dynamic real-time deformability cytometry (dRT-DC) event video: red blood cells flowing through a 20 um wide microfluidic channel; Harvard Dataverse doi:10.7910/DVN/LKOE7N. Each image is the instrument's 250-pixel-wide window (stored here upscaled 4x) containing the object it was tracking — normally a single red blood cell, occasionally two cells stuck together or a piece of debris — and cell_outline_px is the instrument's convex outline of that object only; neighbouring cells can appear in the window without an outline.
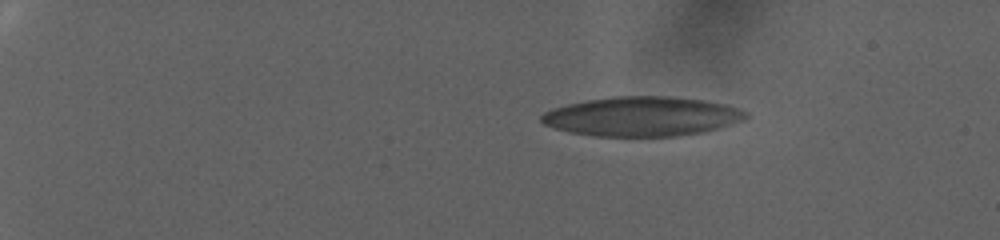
{"species": "human", "species_latin": "Homo sapiens", "temperature_condition": "warm", "stored_images_in_passage": 19, "camera_frame_rate_fps": 3000, "um_per_image_px": 0.085, "donor": {"sex": "female"}, "frame": {"image": 1, "passage_image": 1, "time_ms": 0.0, "image_size_px": [1000, 240], "cell_outline_px": [[748, 116], [744, 120], [704, 132], [676, 136], [592, 136], [568, 132], [544, 124], [540, 120], [540, 116], [544, 112], [552, 108], [568, 104], [588, 100], [612, 96], [668, 96], [704, 100], [724, 104], [740, 108], [748, 112]], "centroid_in_image_um": [54.57, 9.89], "position_along_channel_um": 30.4, "area_um2": 47.11}}
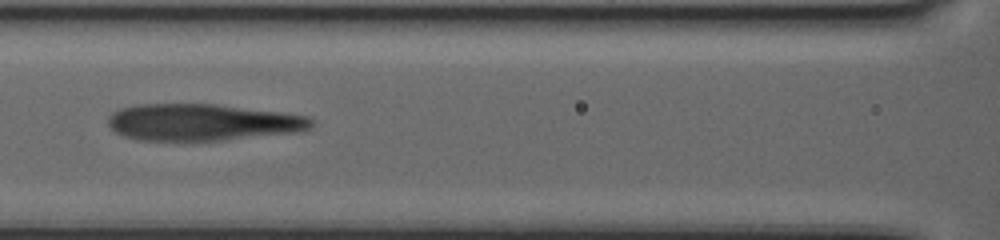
{"frame": {"image": 2, "passage_image": 11, "time_ms": 3.333, "image_size_px": [1000, 240], "cell_outline_px": [[312, 124], [308, 128], [300, 132], [224, 140], [136, 140], [124, 136], [116, 132], [108, 124], [108, 116], [112, 112], [120, 108], [136, 104], [216, 104], [280, 112], [308, 116], [312, 120]], "centroid_in_image_um": [17.18, 10.39], "position_along_channel_um": 149.4, "area_um2": 43.52}}
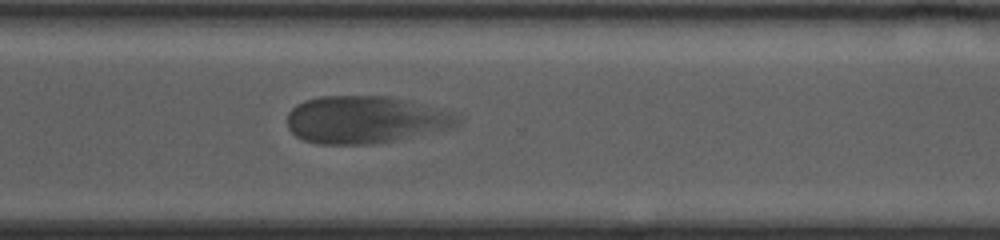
{"frame": {"image": 3, "passage_image": 19, "time_ms": 6.0, "image_size_px": [1000, 240], "cell_outline_px": [[460, 124], [456, 128], [392, 140], [368, 144], [316, 144], [304, 140], [296, 136], [288, 128], [288, 112], [296, 104], [304, 100], [320, 96], [384, 96], [408, 100], [452, 112], [460, 116]], "centroid_in_image_um": [31.06, 10.17], "position_along_channel_um": 339.5, "area_um2": 47.11}}